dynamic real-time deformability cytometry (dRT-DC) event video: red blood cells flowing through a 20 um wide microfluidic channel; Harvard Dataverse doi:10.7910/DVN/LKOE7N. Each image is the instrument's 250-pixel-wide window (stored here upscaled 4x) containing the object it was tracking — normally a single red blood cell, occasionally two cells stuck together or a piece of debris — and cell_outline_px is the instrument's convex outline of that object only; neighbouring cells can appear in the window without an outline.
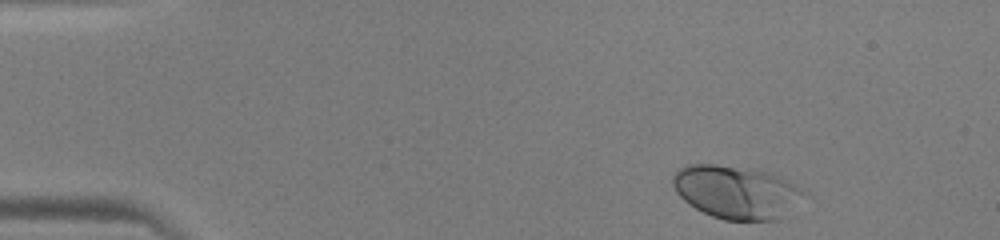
{"species": "human", "species_latin": "Homo sapiens", "temperature_condition": "warm", "stored_images_in_passage": 42, "camera_frame_rate_fps": 3000, "um_per_image_px": 0.085, "donor": {"sex": "male"}, "frame": {"image": 1, "passage_image": 1, "time_ms": 0.0, "image_size_px": [1000, 240], "cell_outline_px": [[804, 192], [776, 220], [724, 220], [712, 216], [688, 204], [676, 192], [672, 184], [672, 176], [680, 168], [688, 164], [716, 164], [752, 168], [768, 172], [780, 176], [800, 188]], "centroid_in_image_um": [62.48, 16.29], "position_along_channel_um": 22.5, "area_um2": 39.82}}
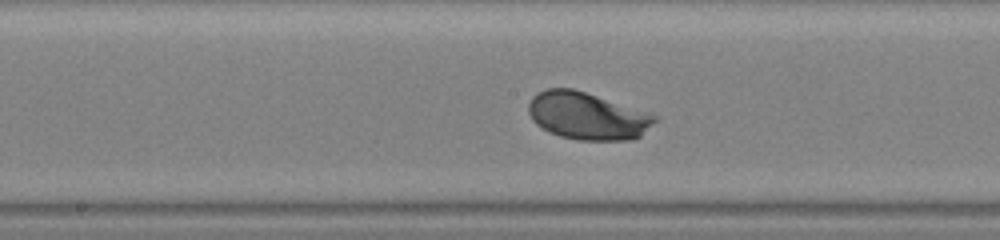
{"frame": {"image": 2, "passage_image": 20, "time_ms": 6.333, "image_size_px": [1000, 240], "cell_outline_px": [[660, 116], [640, 136], [632, 140], [576, 140], [560, 136], [548, 132], [536, 124], [532, 120], [528, 112], [528, 104], [532, 96], [536, 92], [548, 88], [572, 88]], "centroid_in_image_um": [49.88, 9.86], "position_along_channel_um": 198.3, "area_um2": 34.85}}
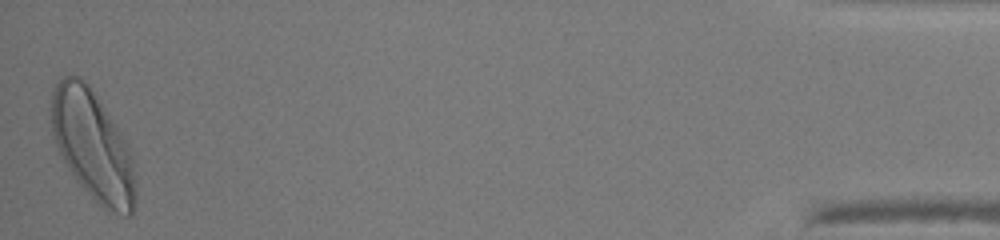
{"frame": {"image": 3, "passage_image": 42, "time_ms": 13.667, "image_size_px": [1000, 240], "cell_outline_px": [[136, 200], [132, 216], [128, 216], [108, 212], [76, 180], [68, 168], [56, 144], [52, 132], [48, 108], [52, 88], [64, 76], [80, 76], [88, 84], [128, 144], [132, 156], [136, 188]], "centroid_in_image_um": [7.86, 12.37], "position_along_channel_um": 427.3, "area_um2": 53.93}}